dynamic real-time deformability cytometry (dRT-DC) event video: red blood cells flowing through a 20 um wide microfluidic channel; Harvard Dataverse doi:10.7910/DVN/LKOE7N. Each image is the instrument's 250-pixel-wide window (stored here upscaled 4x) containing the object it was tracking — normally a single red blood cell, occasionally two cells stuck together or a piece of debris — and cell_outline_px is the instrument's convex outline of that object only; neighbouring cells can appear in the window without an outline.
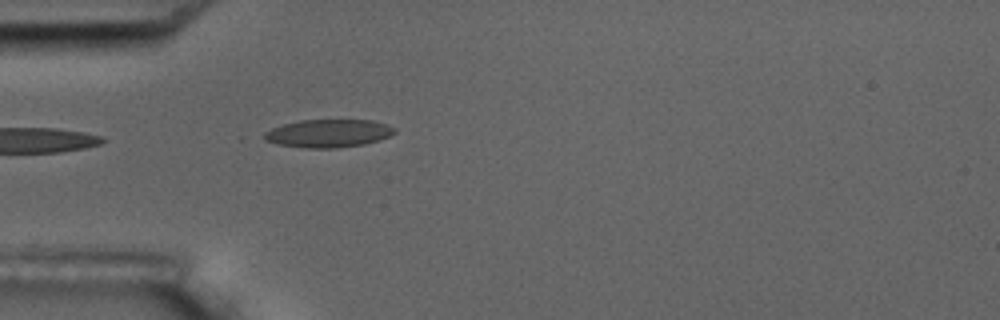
{"species": "common noctule bat (a hibernating species)", "species_latin": "Nyctalus noctula", "temperature_condition": "room temperature", "stored_images_in_passage": 4, "camera_frame_rate_fps": 3000, "um_per_image_px": 0.085, "animal": {"sex": "male", "body_mass_g": 17.5, "forearm_length_mm": 52.3}, "frame": {"image": 1, "passage_image": 4, "time_ms": 3.667, "image_size_px": [1000, 320], "cell_outline_px": [[396, 132], [380, 140], [364, 144], [336, 148], [308, 148], [276, 144], [264, 140], [264, 132], [272, 128], [284, 124], [300, 120], [372, 120], [388, 124], [396, 128]], "centroid_in_image_um": [27.93, 11.33], "position_along_channel_um": 57.1, "area_um2": 21.33}}